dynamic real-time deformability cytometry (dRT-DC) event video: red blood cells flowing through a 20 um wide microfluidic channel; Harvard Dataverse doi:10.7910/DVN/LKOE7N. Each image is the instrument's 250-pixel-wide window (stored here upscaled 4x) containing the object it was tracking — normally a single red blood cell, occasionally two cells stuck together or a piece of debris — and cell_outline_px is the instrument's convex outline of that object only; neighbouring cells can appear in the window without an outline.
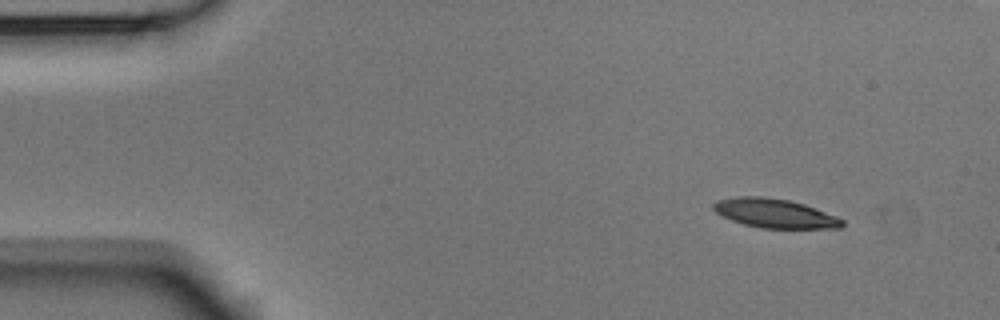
{"species": "Egyptian fruit bat (a non-hibernating species)", "species_latin": "Rousettus aegyptiacus", "temperature_condition": "room temperature", "stored_images_in_passage": 9, "camera_frame_rate_fps": 3000, "um_per_image_px": 0.085, "animal": {"sex": "male"}, "frame": {"image": 1, "passage_image": 1, "time_ms": 0.0, "image_size_px": [1000, 320], "cell_outline_px": [[844, 224], [840, 228], [760, 228], [744, 224], [732, 220], [716, 212], [712, 208], [712, 204], [716, 200], [736, 196], [760, 196], [788, 200], [804, 204], [836, 216], [844, 220]], "centroid_in_image_um": [65.84, 18.13], "position_along_channel_um": 19.2, "area_um2": 21.73}}
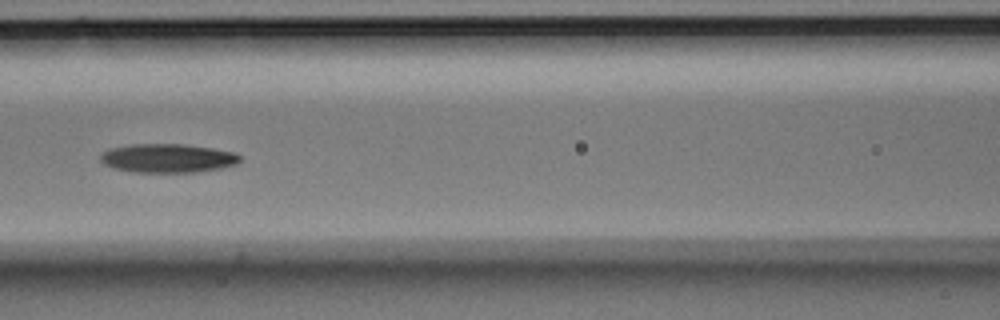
{"frame": {"image": 2, "passage_image": 6, "time_ms": 1.667, "image_size_px": [1000, 320], "cell_outline_px": [[240, 160], [236, 164], [220, 168], [196, 172], [132, 172], [112, 168], [104, 164], [100, 160], [100, 156], [104, 152], [112, 148], [132, 144], [184, 144], [212, 148], [236, 152], [240, 156]], "centroid_in_image_um": [14.26, 13.45], "position_along_channel_um": 152.3, "area_um2": 23.41}}
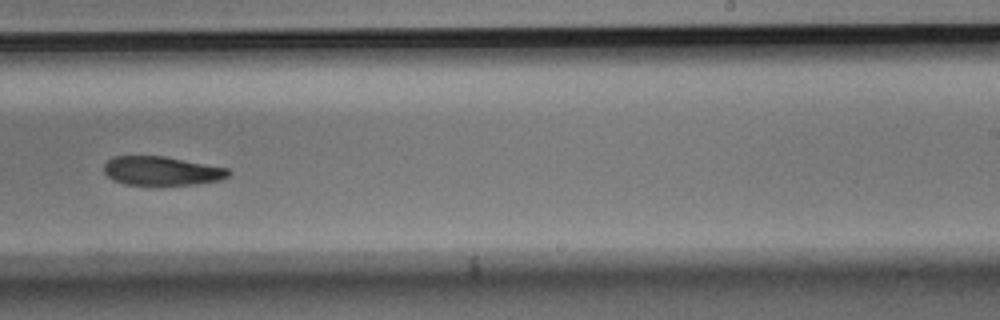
{"frame": {"image": 3, "passage_image": 9, "time_ms": 2.667, "image_size_px": [1000, 320], "cell_outline_px": [[232, 172], [228, 176], [220, 180], [196, 184], [124, 184], [112, 180], [104, 172], [104, 164], [112, 156], [164, 156], [228, 168]], "centroid_in_image_um": [13.73, 14.51], "position_along_channel_um": 275.3, "area_um2": 20.87}}